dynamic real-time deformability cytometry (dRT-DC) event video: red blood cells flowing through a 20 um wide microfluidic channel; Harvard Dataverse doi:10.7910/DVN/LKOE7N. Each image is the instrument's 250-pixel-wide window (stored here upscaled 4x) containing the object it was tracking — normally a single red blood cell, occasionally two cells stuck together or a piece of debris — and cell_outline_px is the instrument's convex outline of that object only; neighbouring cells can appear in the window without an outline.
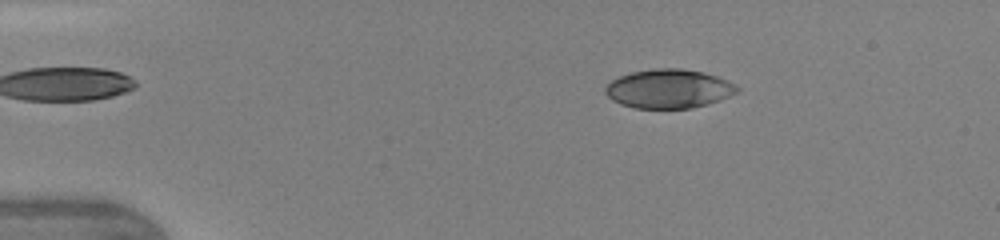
{"species": "human", "species_latin": "Homo sapiens", "temperature_condition": "warm", "stored_images_in_passage": 45, "camera_frame_rate_fps": 3000, "um_per_image_px": 0.085, "donor": {"sex": "female"}, "frame": {"image": 1, "passage_image": 7, "time_ms": 2.0, "image_size_px": [1000, 240], "cell_outline_px": [[740, 92], [720, 100], [708, 104], [692, 108], [636, 108], [620, 104], [612, 100], [604, 92], [604, 88], [612, 80], [620, 76], [632, 72], [652, 68], [680, 68], [704, 72], [728, 80], [736, 84], [740, 88]], "centroid_in_image_um": [56.88, 7.54], "position_along_channel_um": 28.1, "area_um2": 30.17}}
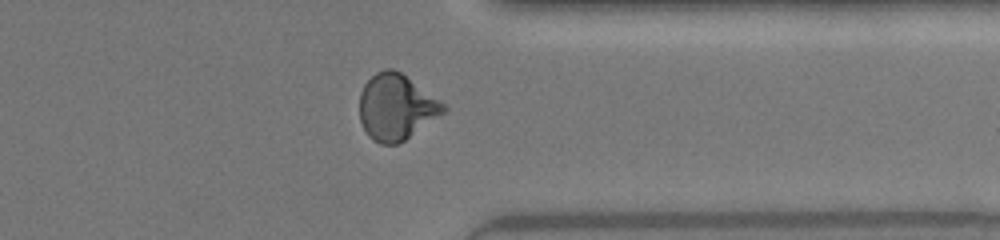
{"frame": {"image": 2, "passage_image": 36, "time_ms": 11.667, "image_size_px": [1000, 240], "cell_outline_px": [[448, 108], [444, 112], [404, 140], [396, 144], [380, 144], [372, 140], [368, 136], [360, 120], [360, 92], [364, 84], [376, 72], [384, 68], [392, 68], [400, 72], [440, 100]], "centroid_in_image_um": [33.65, 9.1], "position_along_channel_um": 377.8, "area_um2": 31.85}}
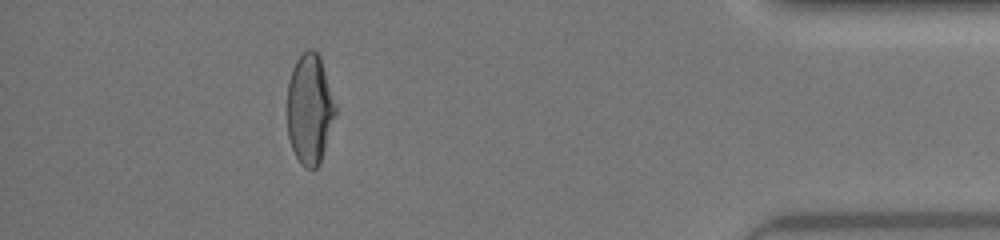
{"frame": {"image": 3, "passage_image": 41, "time_ms": 13.333, "image_size_px": [1000, 240], "cell_outline_px": [[336, 112], [320, 164], [316, 168], [304, 168], [300, 164], [292, 148], [288, 136], [288, 80], [292, 68], [296, 60], [304, 48], [312, 48], [320, 56], [336, 108]], "centroid_in_image_um": [26.31, 9.25], "position_along_channel_um": 408.9, "area_um2": 30.87}, "authors_computed_cell_mechanics": {"area_um2": 31.212, "velocity_mm_per_s": 4.3642, "shape_relaxation_time_tau1_ms": 4.7223, "shape_relaxation_time_tau2_ms": 1.1324, "deformation_change_tau1": 0.1825, "deformation_change_tau2": 0.0568}}